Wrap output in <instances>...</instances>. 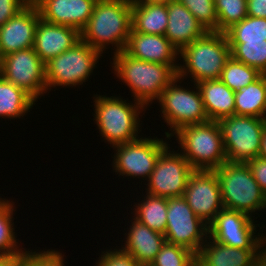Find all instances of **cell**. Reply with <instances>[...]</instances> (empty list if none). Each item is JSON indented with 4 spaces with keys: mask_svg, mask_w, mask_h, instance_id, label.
<instances>
[{
    "mask_svg": "<svg viewBox=\"0 0 266 266\" xmlns=\"http://www.w3.org/2000/svg\"><path fill=\"white\" fill-rule=\"evenodd\" d=\"M132 0H97L93 13L80 31V39L103 53L115 46L114 54L124 51L132 29Z\"/></svg>",
    "mask_w": 266,
    "mask_h": 266,
    "instance_id": "obj_1",
    "label": "cell"
},
{
    "mask_svg": "<svg viewBox=\"0 0 266 266\" xmlns=\"http://www.w3.org/2000/svg\"><path fill=\"white\" fill-rule=\"evenodd\" d=\"M115 75L126 83L133 93L134 101L145 107L159 99L163 90L177 77L179 64H160L142 61L124 51L113 56Z\"/></svg>",
    "mask_w": 266,
    "mask_h": 266,
    "instance_id": "obj_2",
    "label": "cell"
},
{
    "mask_svg": "<svg viewBox=\"0 0 266 266\" xmlns=\"http://www.w3.org/2000/svg\"><path fill=\"white\" fill-rule=\"evenodd\" d=\"M179 54L184 64L179 65L177 76L184 79L189 74L194 84H197L220 79L226 62L231 58V49L224 32L208 31L184 47Z\"/></svg>",
    "mask_w": 266,
    "mask_h": 266,
    "instance_id": "obj_3",
    "label": "cell"
},
{
    "mask_svg": "<svg viewBox=\"0 0 266 266\" xmlns=\"http://www.w3.org/2000/svg\"><path fill=\"white\" fill-rule=\"evenodd\" d=\"M95 123L104 140L112 147L138 139L140 130L139 114L145 108L138 101L127 103L126 100L117 97L96 95L94 97ZM141 110V111H140Z\"/></svg>",
    "mask_w": 266,
    "mask_h": 266,
    "instance_id": "obj_4",
    "label": "cell"
},
{
    "mask_svg": "<svg viewBox=\"0 0 266 266\" xmlns=\"http://www.w3.org/2000/svg\"><path fill=\"white\" fill-rule=\"evenodd\" d=\"M225 209L252 217V212L266 209V195L253 178L247 163L225 162L216 168Z\"/></svg>",
    "mask_w": 266,
    "mask_h": 266,
    "instance_id": "obj_5",
    "label": "cell"
},
{
    "mask_svg": "<svg viewBox=\"0 0 266 266\" xmlns=\"http://www.w3.org/2000/svg\"><path fill=\"white\" fill-rule=\"evenodd\" d=\"M174 134L194 170H215L227 162L218 121L184 126Z\"/></svg>",
    "mask_w": 266,
    "mask_h": 266,
    "instance_id": "obj_6",
    "label": "cell"
},
{
    "mask_svg": "<svg viewBox=\"0 0 266 266\" xmlns=\"http://www.w3.org/2000/svg\"><path fill=\"white\" fill-rule=\"evenodd\" d=\"M181 79L177 76L161 93L159 105L162 117L170 126V131L165 132L168 139L184 126L201 124L210 121L203 104L202 95L197 84L196 91L178 86Z\"/></svg>",
    "mask_w": 266,
    "mask_h": 266,
    "instance_id": "obj_7",
    "label": "cell"
},
{
    "mask_svg": "<svg viewBox=\"0 0 266 266\" xmlns=\"http://www.w3.org/2000/svg\"><path fill=\"white\" fill-rule=\"evenodd\" d=\"M100 56L99 51L80 39L70 49L45 63L47 90L56 86L82 85L93 73Z\"/></svg>",
    "mask_w": 266,
    "mask_h": 266,
    "instance_id": "obj_8",
    "label": "cell"
},
{
    "mask_svg": "<svg viewBox=\"0 0 266 266\" xmlns=\"http://www.w3.org/2000/svg\"><path fill=\"white\" fill-rule=\"evenodd\" d=\"M228 162L246 163L259 156L265 120L254 116L233 115L218 121Z\"/></svg>",
    "mask_w": 266,
    "mask_h": 266,
    "instance_id": "obj_9",
    "label": "cell"
},
{
    "mask_svg": "<svg viewBox=\"0 0 266 266\" xmlns=\"http://www.w3.org/2000/svg\"><path fill=\"white\" fill-rule=\"evenodd\" d=\"M207 235L208 225L193 212L183 196L167 198V225L164 233L167 243L183 246L197 254Z\"/></svg>",
    "mask_w": 266,
    "mask_h": 266,
    "instance_id": "obj_10",
    "label": "cell"
},
{
    "mask_svg": "<svg viewBox=\"0 0 266 266\" xmlns=\"http://www.w3.org/2000/svg\"><path fill=\"white\" fill-rule=\"evenodd\" d=\"M0 75L22 88L35 101L47 93L45 63L33 47L3 56Z\"/></svg>",
    "mask_w": 266,
    "mask_h": 266,
    "instance_id": "obj_11",
    "label": "cell"
},
{
    "mask_svg": "<svg viewBox=\"0 0 266 266\" xmlns=\"http://www.w3.org/2000/svg\"><path fill=\"white\" fill-rule=\"evenodd\" d=\"M163 139L141 137L132 142L114 146L113 170L130 178L149 179L161 152L168 146ZM115 168V169H114Z\"/></svg>",
    "mask_w": 266,
    "mask_h": 266,
    "instance_id": "obj_12",
    "label": "cell"
},
{
    "mask_svg": "<svg viewBox=\"0 0 266 266\" xmlns=\"http://www.w3.org/2000/svg\"><path fill=\"white\" fill-rule=\"evenodd\" d=\"M167 146L156 161L147 185V194L164 198L181 197L194 171L188 160Z\"/></svg>",
    "mask_w": 266,
    "mask_h": 266,
    "instance_id": "obj_13",
    "label": "cell"
},
{
    "mask_svg": "<svg viewBox=\"0 0 266 266\" xmlns=\"http://www.w3.org/2000/svg\"><path fill=\"white\" fill-rule=\"evenodd\" d=\"M255 225L248 214L223 208L208 225V237L230 247L258 249L262 235H254Z\"/></svg>",
    "mask_w": 266,
    "mask_h": 266,
    "instance_id": "obj_14",
    "label": "cell"
},
{
    "mask_svg": "<svg viewBox=\"0 0 266 266\" xmlns=\"http://www.w3.org/2000/svg\"><path fill=\"white\" fill-rule=\"evenodd\" d=\"M183 197L193 212L207 225L224 208L220 184L214 170H194Z\"/></svg>",
    "mask_w": 266,
    "mask_h": 266,
    "instance_id": "obj_15",
    "label": "cell"
},
{
    "mask_svg": "<svg viewBox=\"0 0 266 266\" xmlns=\"http://www.w3.org/2000/svg\"><path fill=\"white\" fill-rule=\"evenodd\" d=\"M40 19L36 5L30 1L22 10L0 25V53L2 56L33 47L37 23Z\"/></svg>",
    "mask_w": 266,
    "mask_h": 266,
    "instance_id": "obj_16",
    "label": "cell"
},
{
    "mask_svg": "<svg viewBox=\"0 0 266 266\" xmlns=\"http://www.w3.org/2000/svg\"><path fill=\"white\" fill-rule=\"evenodd\" d=\"M40 18L46 22L67 25L79 32L93 13L97 0H32Z\"/></svg>",
    "mask_w": 266,
    "mask_h": 266,
    "instance_id": "obj_17",
    "label": "cell"
},
{
    "mask_svg": "<svg viewBox=\"0 0 266 266\" xmlns=\"http://www.w3.org/2000/svg\"><path fill=\"white\" fill-rule=\"evenodd\" d=\"M80 40V32L71 26L52 24L39 19L33 50L44 63L70 49Z\"/></svg>",
    "mask_w": 266,
    "mask_h": 266,
    "instance_id": "obj_18",
    "label": "cell"
},
{
    "mask_svg": "<svg viewBox=\"0 0 266 266\" xmlns=\"http://www.w3.org/2000/svg\"><path fill=\"white\" fill-rule=\"evenodd\" d=\"M124 52L131 57L160 64H177L179 51L165 37L139 32H130Z\"/></svg>",
    "mask_w": 266,
    "mask_h": 266,
    "instance_id": "obj_19",
    "label": "cell"
},
{
    "mask_svg": "<svg viewBox=\"0 0 266 266\" xmlns=\"http://www.w3.org/2000/svg\"><path fill=\"white\" fill-rule=\"evenodd\" d=\"M168 25L165 37L180 52L208 31L195 16L179 1L172 0L167 4Z\"/></svg>",
    "mask_w": 266,
    "mask_h": 266,
    "instance_id": "obj_20",
    "label": "cell"
},
{
    "mask_svg": "<svg viewBox=\"0 0 266 266\" xmlns=\"http://www.w3.org/2000/svg\"><path fill=\"white\" fill-rule=\"evenodd\" d=\"M133 220L122 250L132 255L141 266L150 265L165 244V236L135 218Z\"/></svg>",
    "mask_w": 266,
    "mask_h": 266,
    "instance_id": "obj_21",
    "label": "cell"
},
{
    "mask_svg": "<svg viewBox=\"0 0 266 266\" xmlns=\"http://www.w3.org/2000/svg\"><path fill=\"white\" fill-rule=\"evenodd\" d=\"M256 254L257 249L230 247L207 237L196 254V266H255Z\"/></svg>",
    "mask_w": 266,
    "mask_h": 266,
    "instance_id": "obj_22",
    "label": "cell"
},
{
    "mask_svg": "<svg viewBox=\"0 0 266 266\" xmlns=\"http://www.w3.org/2000/svg\"><path fill=\"white\" fill-rule=\"evenodd\" d=\"M210 121L235 115V92L220 79L197 83Z\"/></svg>",
    "mask_w": 266,
    "mask_h": 266,
    "instance_id": "obj_23",
    "label": "cell"
},
{
    "mask_svg": "<svg viewBox=\"0 0 266 266\" xmlns=\"http://www.w3.org/2000/svg\"><path fill=\"white\" fill-rule=\"evenodd\" d=\"M131 24V32L165 35L168 25L167 5L132 0Z\"/></svg>",
    "mask_w": 266,
    "mask_h": 266,
    "instance_id": "obj_24",
    "label": "cell"
},
{
    "mask_svg": "<svg viewBox=\"0 0 266 266\" xmlns=\"http://www.w3.org/2000/svg\"><path fill=\"white\" fill-rule=\"evenodd\" d=\"M235 115L263 118L266 115V75L235 92Z\"/></svg>",
    "mask_w": 266,
    "mask_h": 266,
    "instance_id": "obj_25",
    "label": "cell"
},
{
    "mask_svg": "<svg viewBox=\"0 0 266 266\" xmlns=\"http://www.w3.org/2000/svg\"><path fill=\"white\" fill-rule=\"evenodd\" d=\"M35 100L22 88L0 75V117L21 118L35 105Z\"/></svg>",
    "mask_w": 266,
    "mask_h": 266,
    "instance_id": "obj_26",
    "label": "cell"
},
{
    "mask_svg": "<svg viewBox=\"0 0 266 266\" xmlns=\"http://www.w3.org/2000/svg\"><path fill=\"white\" fill-rule=\"evenodd\" d=\"M146 195L141 204L135 205L134 218L153 231L164 234L167 225V198Z\"/></svg>",
    "mask_w": 266,
    "mask_h": 266,
    "instance_id": "obj_27",
    "label": "cell"
},
{
    "mask_svg": "<svg viewBox=\"0 0 266 266\" xmlns=\"http://www.w3.org/2000/svg\"><path fill=\"white\" fill-rule=\"evenodd\" d=\"M3 199L0 198V258L26 254V250H22L24 248H18L16 234L13 232L14 203Z\"/></svg>",
    "mask_w": 266,
    "mask_h": 266,
    "instance_id": "obj_28",
    "label": "cell"
},
{
    "mask_svg": "<svg viewBox=\"0 0 266 266\" xmlns=\"http://www.w3.org/2000/svg\"><path fill=\"white\" fill-rule=\"evenodd\" d=\"M228 43H244L266 40V19L246 16L225 32Z\"/></svg>",
    "mask_w": 266,
    "mask_h": 266,
    "instance_id": "obj_29",
    "label": "cell"
},
{
    "mask_svg": "<svg viewBox=\"0 0 266 266\" xmlns=\"http://www.w3.org/2000/svg\"><path fill=\"white\" fill-rule=\"evenodd\" d=\"M231 57L257 69L266 75V40L244 43H229Z\"/></svg>",
    "mask_w": 266,
    "mask_h": 266,
    "instance_id": "obj_30",
    "label": "cell"
},
{
    "mask_svg": "<svg viewBox=\"0 0 266 266\" xmlns=\"http://www.w3.org/2000/svg\"><path fill=\"white\" fill-rule=\"evenodd\" d=\"M262 74L255 68L232 57L226 62L220 80L234 92L256 81Z\"/></svg>",
    "mask_w": 266,
    "mask_h": 266,
    "instance_id": "obj_31",
    "label": "cell"
},
{
    "mask_svg": "<svg viewBox=\"0 0 266 266\" xmlns=\"http://www.w3.org/2000/svg\"><path fill=\"white\" fill-rule=\"evenodd\" d=\"M218 32H225L242 21L247 14V0H214Z\"/></svg>",
    "mask_w": 266,
    "mask_h": 266,
    "instance_id": "obj_32",
    "label": "cell"
},
{
    "mask_svg": "<svg viewBox=\"0 0 266 266\" xmlns=\"http://www.w3.org/2000/svg\"><path fill=\"white\" fill-rule=\"evenodd\" d=\"M150 266H196V254L183 246L165 242Z\"/></svg>",
    "mask_w": 266,
    "mask_h": 266,
    "instance_id": "obj_33",
    "label": "cell"
},
{
    "mask_svg": "<svg viewBox=\"0 0 266 266\" xmlns=\"http://www.w3.org/2000/svg\"><path fill=\"white\" fill-rule=\"evenodd\" d=\"M182 3L207 31L218 32L214 0H177Z\"/></svg>",
    "mask_w": 266,
    "mask_h": 266,
    "instance_id": "obj_34",
    "label": "cell"
},
{
    "mask_svg": "<svg viewBox=\"0 0 266 266\" xmlns=\"http://www.w3.org/2000/svg\"><path fill=\"white\" fill-rule=\"evenodd\" d=\"M96 266H141L138 261L121 248L104 251Z\"/></svg>",
    "mask_w": 266,
    "mask_h": 266,
    "instance_id": "obj_35",
    "label": "cell"
},
{
    "mask_svg": "<svg viewBox=\"0 0 266 266\" xmlns=\"http://www.w3.org/2000/svg\"><path fill=\"white\" fill-rule=\"evenodd\" d=\"M30 0H0V25L22 10Z\"/></svg>",
    "mask_w": 266,
    "mask_h": 266,
    "instance_id": "obj_36",
    "label": "cell"
},
{
    "mask_svg": "<svg viewBox=\"0 0 266 266\" xmlns=\"http://www.w3.org/2000/svg\"><path fill=\"white\" fill-rule=\"evenodd\" d=\"M246 163L252 172L253 178L266 195V159L258 156L248 160Z\"/></svg>",
    "mask_w": 266,
    "mask_h": 266,
    "instance_id": "obj_37",
    "label": "cell"
},
{
    "mask_svg": "<svg viewBox=\"0 0 266 266\" xmlns=\"http://www.w3.org/2000/svg\"><path fill=\"white\" fill-rule=\"evenodd\" d=\"M247 14L251 17L266 19V0H247Z\"/></svg>",
    "mask_w": 266,
    "mask_h": 266,
    "instance_id": "obj_38",
    "label": "cell"
},
{
    "mask_svg": "<svg viewBox=\"0 0 266 266\" xmlns=\"http://www.w3.org/2000/svg\"><path fill=\"white\" fill-rule=\"evenodd\" d=\"M0 266H26V254L0 258Z\"/></svg>",
    "mask_w": 266,
    "mask_h": 266,
    "instance_id": "obj_39",
    "label": "cell"
},
{
    "mask_svg": "<svg viewBox=\"0 0 266 266\" xmlns=\"http://www.w3.org/2000/svg\"><path fill=\"white\" fill-rule=\"evenodd\" d=\"M255 266H266V237L264 235L262 236L259 247L257 249Z\"/></svg>",
    "mask_w": 266,
    "mask_h": 266,
    "instance_id": "obj_40",
    "label": "cell"
},
{
    "mask_svg": "<svg viewBox=\"0 0 266 266\" xmlns=\"http://www.w3.org/2000/svg\"><path fill=\"white\" fill-rule=\"evenodd\" d=\"M259 157L266 159V127L262 134Z\"/></svg>",
    "mask_w": 266,
    "mask_h": 266,
    "instance_id": "obj_41",
    "label": "cell"
},
{
    "mask_svg": "<svg viewBox=\"0 0 266 266\" xmlns=\"http://www.w3.org/2000/svg\"><path fill=\"white\" fill-rule=\"evenodd\" d=\"M142 3H150V4H168L172 0H137Z\"/></svg>",
    "mask_w": 266,
    "mask_h": 266,
    "instance_id": "obj_42",
    "label": "cell"
},
{
    "mask_svg": "<svg viewBox=\"0 0 266 266\" xmlns=\"http://www.w3.org/2000/svg\"><path fill=\"white\" fill-rule=\"evenodd\" d=\"M2 61H3V56L0 53V74H1V70H2Z\"/></svg>",
    "mask_w": 266,
    "mask_h": 266,
    "instance_id": "obj_43",
    "label": "cell"
}]
</instances>
